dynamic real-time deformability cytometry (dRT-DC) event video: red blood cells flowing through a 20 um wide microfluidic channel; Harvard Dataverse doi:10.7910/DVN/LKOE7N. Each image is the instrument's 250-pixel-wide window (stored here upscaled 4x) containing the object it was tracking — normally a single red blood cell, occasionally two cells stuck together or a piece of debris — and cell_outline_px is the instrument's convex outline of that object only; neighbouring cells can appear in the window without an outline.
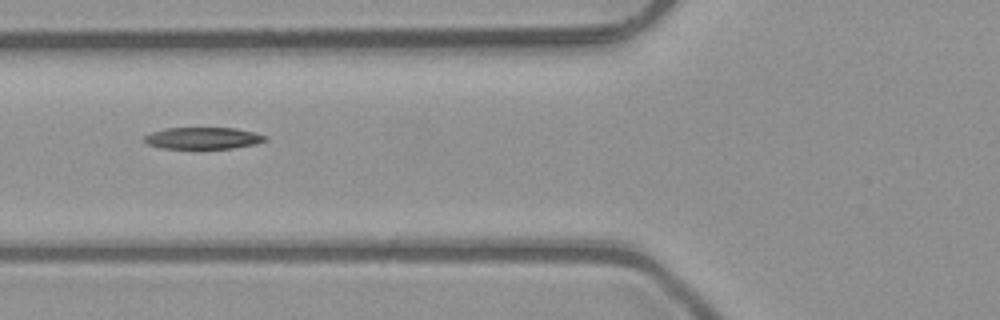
{"species": "common noctule bat (a hibernating species)", "species_latin": "Nyctalus noctula", "temperature_condition": "room temperature", "stored_images_in_passage": 3, "camera_frame_rate_fps": 3000, "um_per_image_px": 0.085, "animal": {"sex": "male", "body_mass_g": 23.1, "forearm_length_mm": 52.7}, "frame": {"image": 1, "passage_image": 3, "time_ms": 0.667, "image_size_px": [1000, 320], "cell_outline_px": [[268, 140], [256, 144], [232, 148], [160, 148], [148, 144], [144, 140], [144, 136], [152, 132], [164, 128], [236, 128], [268, 136]], "centroid_in_image_um": [17.27, 11.74], "position_along_channel_um": 108.5, "area_um2": 15.26}}